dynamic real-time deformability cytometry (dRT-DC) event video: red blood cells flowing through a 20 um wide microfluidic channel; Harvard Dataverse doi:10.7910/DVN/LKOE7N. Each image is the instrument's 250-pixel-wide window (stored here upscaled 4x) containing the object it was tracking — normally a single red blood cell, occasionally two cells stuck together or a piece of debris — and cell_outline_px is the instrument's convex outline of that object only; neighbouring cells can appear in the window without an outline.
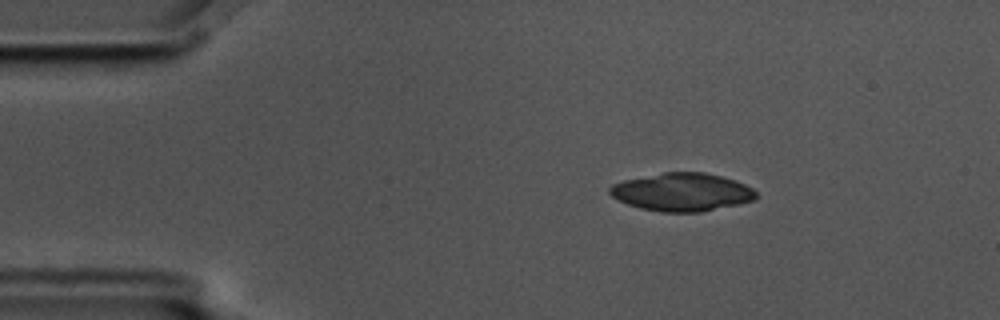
{"species": "common noctule bat (a hibernating species)", "species_latin": "Nyctalus noctula", "temperature_condition": "cold", "stored_images_in_passage": 4, "camera_frame_rate_fps": 3000, "um_per_image_px": 0.085, "animal": {"sex": "male", "body_mass_g": 17.5, "forearm_length_mm": 52.3}, "frame": {"image": 1, "passage_image": 2, "time_ms": 0.333, "image_size_px": [1000, 320], "cell_outline_px": [[756, 200], [740, 204], [700, 212], [660, 212], [640, 208], [628, 204], [612, 196], [608, 192], [608, 188], [612, 184], [624, 180], [664, 172], [704, 172], [736, 180], [752, 188], [756, 192]], "centroid_in_image_um": [57.98, 16.33], "position_along_channel_um": 27.0, "area_um2": 32.48}}